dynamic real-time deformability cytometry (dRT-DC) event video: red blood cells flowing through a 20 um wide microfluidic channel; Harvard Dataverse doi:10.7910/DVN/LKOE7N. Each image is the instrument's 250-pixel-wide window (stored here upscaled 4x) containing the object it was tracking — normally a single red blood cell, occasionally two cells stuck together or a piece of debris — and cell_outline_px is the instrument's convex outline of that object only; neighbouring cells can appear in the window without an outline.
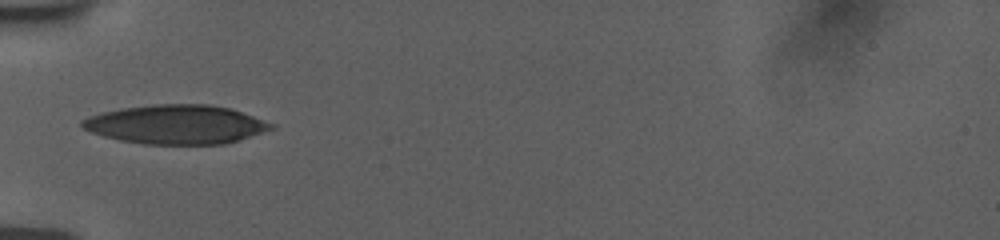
{"species": "human", "species_latin": "Homo sapiens", "temperature_condition": "room temperature", "stored_images_in_passage": 35, "camera_frame_rate_fps": 3000, "um_per_image_px": 0.085, "donor": {"sex": "female"}, "frame": {"image": 1, "passage_image": 1, "time_ms": 0.0, "image_size_px": [1000, 240], "cell_outline_px": [[276, 128], [240, 140], [224, 144], [144, 144], [120, 140], [104, 136], [92, 132], [84, 128], [80, 124], [80, 120], [88, 116], [100, 112], [120, 108], [152, 104], [208, 104], [232, 108], [276, 124]], "centroid_in_image_um": [15.0, 10.57], "position_along_channel_um": 70.0, "area_um2": 43.41}}
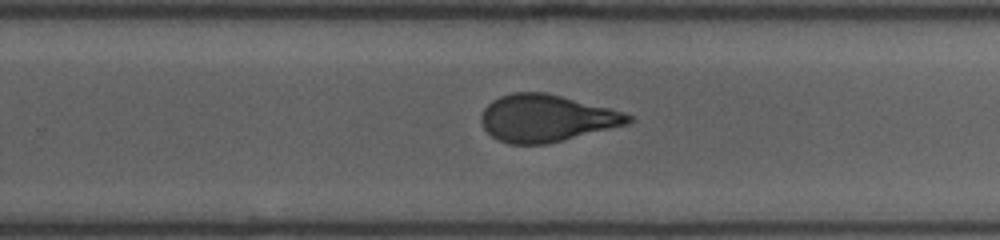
{"frame": {"image": 2, "passage_image": 19, "time_ms": 5.667, "image_size_px": [1000, 240], "cell_outline_px": [[632, 120], [628, 124], [548, 144], [508, 144], [492, 136], [484, 128], [480, 120], [480, 116], [484, 108], [492, 100], [500, 96], [512, 92], [548, 92], [624, 112], [632, 116]], "centroid_in_image_um": [46.42, 10.04], "position_along_channel_um": 283.4, "area_um2": 40.4}}
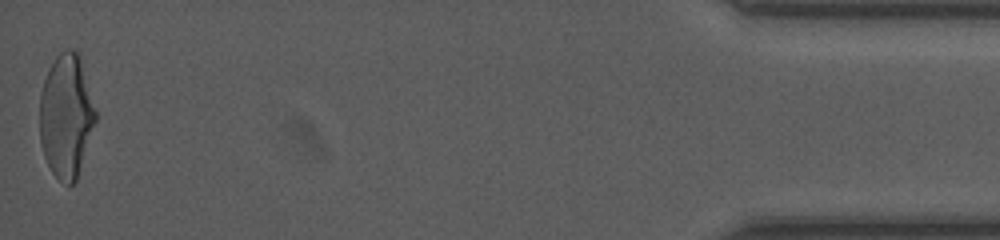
{"frame": {"image": 3, "passage_image": 35, "time_ms": 11.667, "image_size_px": [1000, 240], "cell_outline_px": [[96, 120], [76, 180], [72, 184], [68, 184], [60, 180], [52, 172], [44, 156], [40, 144], [40, 92], [48, 68], [56, 56], [60, 52], [68, 48], [72, 48], [80, 52], [96, 112]], "centroid_in_image_um": [5.62, 9.79], "position_along_channel_um": 429.6, "area_um2": 40.34}, "authors_computed_cell_mechanics": {"area_um2": 40.9802, "velocity_mm_per_s": 3.7917, "shape_relaxation_time_tau1_ms": 7.9697, "shape_relaxation_time_tau2_ms": 1.5846, "deformation_change_tau1": 0.236, "deformation_change_tau2": 0.0975}}